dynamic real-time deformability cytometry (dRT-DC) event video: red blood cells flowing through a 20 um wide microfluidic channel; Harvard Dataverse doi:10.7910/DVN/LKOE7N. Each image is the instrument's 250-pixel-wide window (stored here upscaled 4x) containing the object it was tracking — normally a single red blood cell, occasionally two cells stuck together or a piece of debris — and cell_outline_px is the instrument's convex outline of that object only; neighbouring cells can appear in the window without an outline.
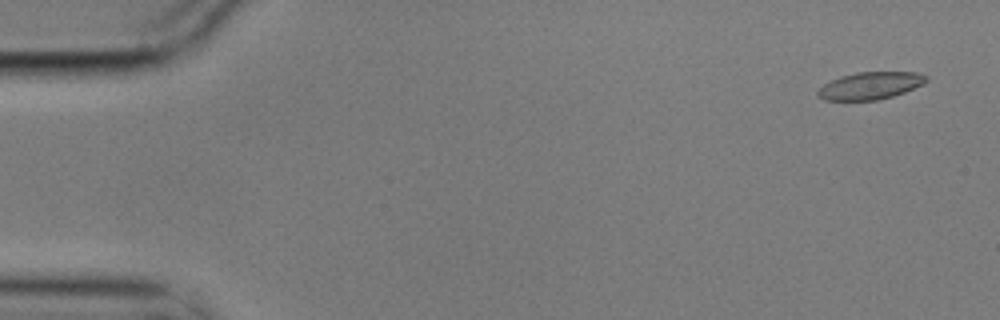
{"species": "common noctule bat (a hibernating species)", "species_latin": "Nyctalus noctula", "temperature_condition": "cold", "stored_images_in_passage": 4, "segment_of_instrument_passage": [2, 2], "camera_frame_rate_fps": 3000, "um_per_image_px": 0.085, "animal": {"sex": "male", "body_mass_g": 17.9}, "frame": {"image": 1, "passage_image": 4, "time_ms": 1.0, "image_size_px": [1000, 320], "cell_outline_px": [[928, 80], [924, 84], [904, 92], [892, 96], [876, 100], [824, 100], [816, 96], [816, 92], [824, 84], [840, 76], [856, 72], [920, 72], [928, 76]], "centroid_in_image_um": [73.99, 7.27], "position_along_channel_um": 11.0, "area_um2": 17.34}}